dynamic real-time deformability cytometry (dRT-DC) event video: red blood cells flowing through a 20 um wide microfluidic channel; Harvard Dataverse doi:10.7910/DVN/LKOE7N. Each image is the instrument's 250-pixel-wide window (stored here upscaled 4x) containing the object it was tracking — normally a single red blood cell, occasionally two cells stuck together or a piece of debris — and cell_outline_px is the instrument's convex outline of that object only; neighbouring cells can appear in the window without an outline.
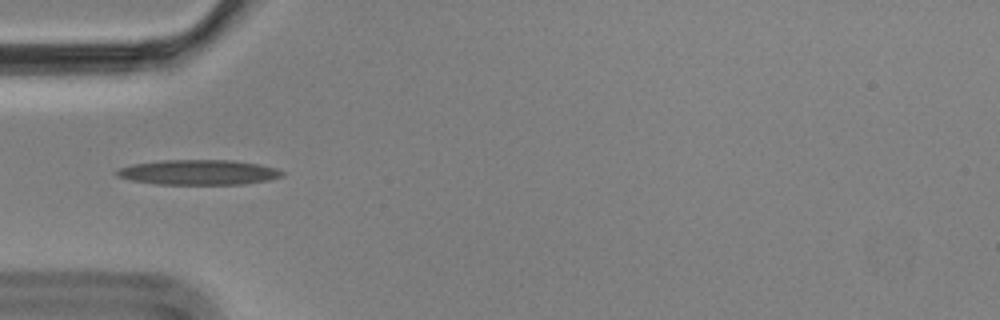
{"species": "Egyptian fruit bat (a non-hibernating species)", "species_latin": "Rousettus aegyptiacus", "temperature_condition": "cold", "stored_images_in_passage": 7, "camera_frame_rate_fps": 3000, "um_per_image_px": 0.085, "animal": {"sex": "male"}, "frame": {"image": 1, "passage_image": 5, "time_ms": 1.333, "image_size_px": [1000, 320], "cell_outline_px": [[284, 176], [268, 180], [244, 184], [156, 184], [132, 180], [116, 176], [116, 172], [120, 168], [132, 164], [164, 160], [232, 160], [260, 164], [276, 168], [284, 172]], "centroid_in_image_um": [16.91, 14.64], "position_along_channel_um": 68.1, "area_um2": 24.1}}
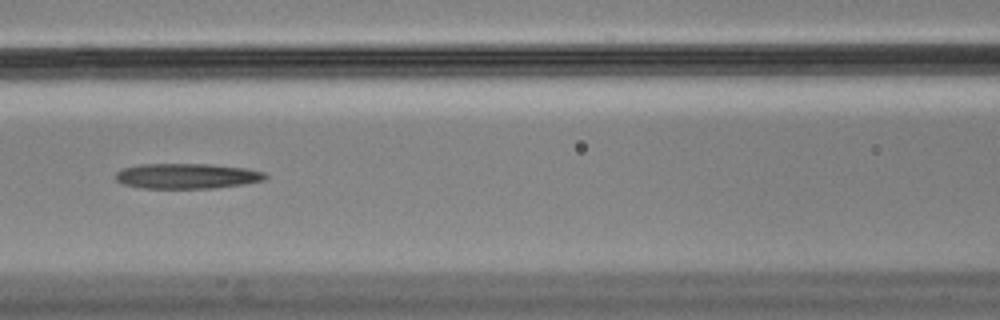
{"frame": {"image": 2, "passage_image": 7, "time_ms": 2.0, "image_size_px": [1000, 320], "cell_outline_px": [[268, 176], [264, 180], [244, 184], [212, 188], [140, 188], [124, 184], [116, 180], [116, 172], [124, 168], [140, 164], [208, 164], [244, 168], [264, 172]], "centroid_in_image_um": [15.88, 14.96], "position_along_channel_um": 150.7, "area_um2": 21.91}}